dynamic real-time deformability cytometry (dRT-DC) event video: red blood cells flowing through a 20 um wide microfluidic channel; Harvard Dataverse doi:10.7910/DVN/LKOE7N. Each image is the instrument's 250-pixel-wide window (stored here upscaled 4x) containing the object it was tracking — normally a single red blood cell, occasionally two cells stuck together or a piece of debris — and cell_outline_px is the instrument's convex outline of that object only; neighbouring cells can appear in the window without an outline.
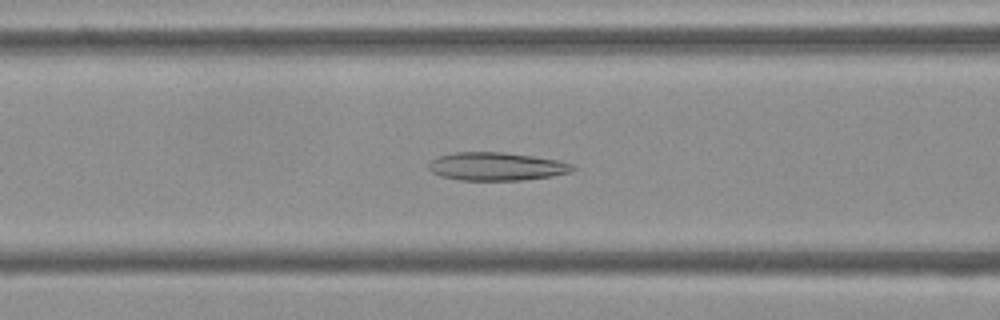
{"species": "Egyptian fruit bat (a non-hibernating species)", "species_latin": "Rousettus aegyptiacus", "temperature_condition": "cold", "stored_images_in_passage": 35, "camera_frame_rate_fps": 3000, "um_per_image_px": 0.085, "frame": {"image": 1, "passage_image": 12, "time_ms": 3.667, "image_size_px": [1000, 320], "cell_outline_px": [[576, 168], [572, 172], [552, 176], [520, 180], [460, 180], [440, 176], [432, 172], [428, 168], [428, 164], [432, 160], [440, 156], [456, 152], [504, 152], [532, 156], [556, 160], [572, 164]], "centroid_in_image_um": [42.2, 14.15], "position_along_channel_um": 124.4, "area_um2": 23.52}}
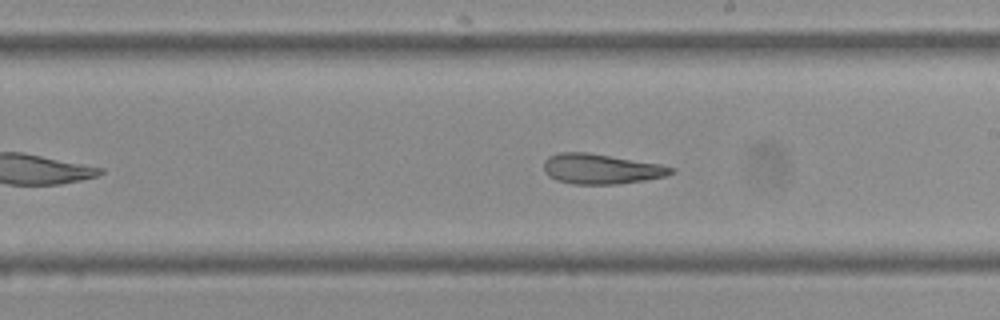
{"frame": {"image": 2, "passage_image": 21, "time_ms": 6.667, "image_size_px": [1000, 320], "cell_outline_px": [[676, 172], [664, 176], [644, 180], [616, 184], [572, 184], [556, 180], [548, 176], [544, 172], [544, 160], [548, 156], [560, 152], [588, 152], [660, 164], [676, 168]], "centroid_in_image_um": [51.07, 14.35], "position_along_channel_um": 237.9, "area_um2": 22.43}}
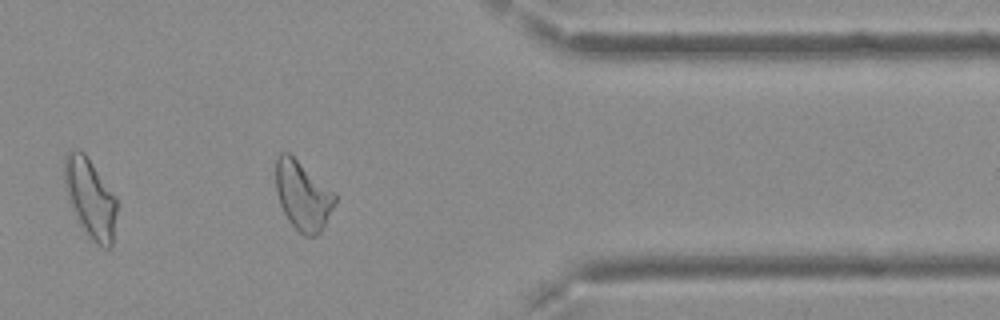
{"frame": {"image": 3, "passage_image": 34, "time_ms": 11.0, "image_size_px": [1000, 320], "cell_outline_px": [[336, 200], [320, 232], [316, 236], [304, 236], [288, 220], [280, 204], [276, 188], [276, 156], [280, 152], [288, 152], [336, 192]], "centroid_in_image_um": [25.73, 16.6], "position_along_channel_um": 385.7, "area_um2": 23.58}}